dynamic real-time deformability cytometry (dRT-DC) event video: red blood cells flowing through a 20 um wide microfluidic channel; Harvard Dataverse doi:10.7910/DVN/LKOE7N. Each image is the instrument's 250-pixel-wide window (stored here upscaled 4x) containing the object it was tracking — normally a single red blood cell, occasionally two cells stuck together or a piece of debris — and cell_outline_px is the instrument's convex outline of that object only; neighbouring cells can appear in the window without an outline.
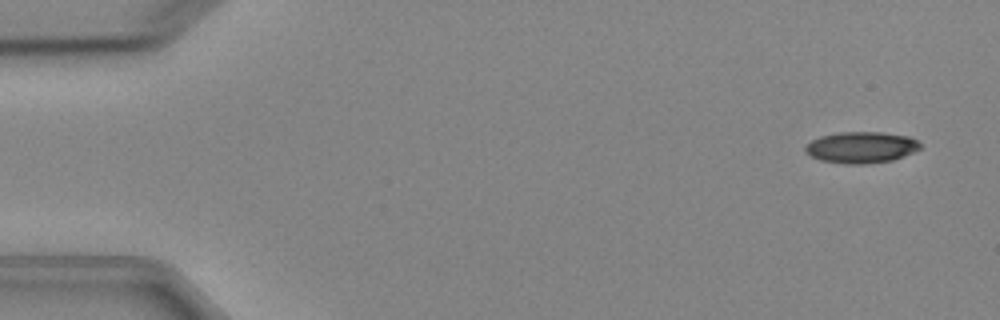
{"species": "Egyptian fruit bat (a non-hibernating species)", "species_latin": "Rousettus aegyptiacus", "temperature_condition": "cold", "stored_images_in_passage": 7, "camera_frame_rate_fps": 3000, "um_per_image_px": 0.085, "animal": {"sex": "female"}, "frame": {"image": 1, "passage_image": 1, "time_ms": 0.0, "image_size_px": [1000, 320], "cell_outline_px": [[920, 148], [904, 156], [892, 160], [864, 164], [844, 164], [820, 160], [804, 152], [804, 148], [812, 140], [820, 136], [836, 132], [880, 132], [908, 136], [916, 140], [920, 144]], "centroid_in_image_um": [73.17, 12.52], "position_along_channel_um": 11.8, "area_um2": 20.92}}
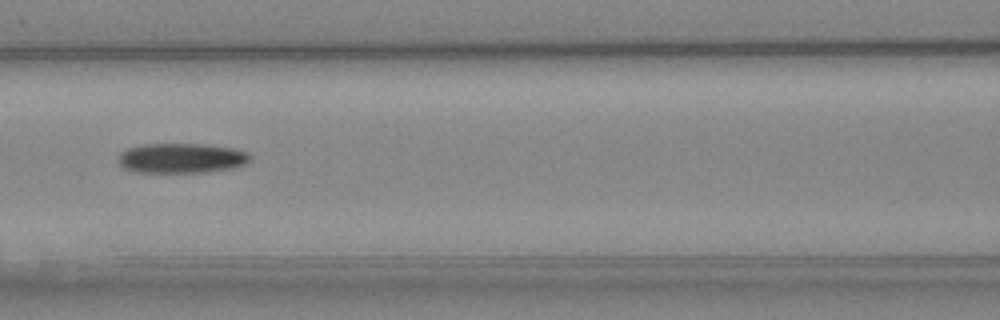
{"frame": {"image": 2, "passage_image": 7, "time_ms": 6.667, "image_size_px": [1000, 320], "cell_outline_px": [[252, 156], [244, 164], [232, 168], [208, 172], [136, 172], [124, 168], [116, 160], [120, 152], [128, 148], [140, 144], [208, 144], [232, 148], [248, 152]], "centroid_in_image_um": [15.39, 13.43], "position_along_channel_um": 151.2, "area_um2": 23.12}}